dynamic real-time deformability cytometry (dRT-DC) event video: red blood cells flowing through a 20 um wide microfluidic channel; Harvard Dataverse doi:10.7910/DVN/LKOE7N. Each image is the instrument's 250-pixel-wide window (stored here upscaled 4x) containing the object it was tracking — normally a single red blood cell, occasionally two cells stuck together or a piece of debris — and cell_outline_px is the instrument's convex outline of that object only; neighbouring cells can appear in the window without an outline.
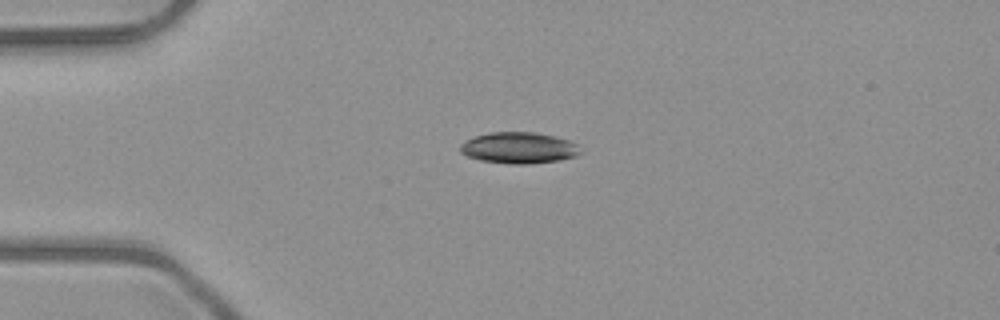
{"species": "common noctule bat (a hibernating species)", "species_latin": "Nyctalus noctula", "temperature_condition": "room temperature", "stored_images_in_passage": 40, "camera_frame_rate_fps": 3000, "um_per_image_px": 0.085, "animal": {"sex": "male", "body_mass_g": 23.1, "forearm_length_mm": 52.7}, "frame": {"image": 1, "passage_image": 1, "time_ms": 0.0, "image_size_px": [1000, 320], "cell_outline_px": [[584, 152], [576, 156], [560, 160], [528, 164], [512, 164], [480, 160], [468, 156], [460, 152], [460, 144], [476, 136], [488, 132], [536, 132], [556, 136], [568, 140], [576, 144]], "centroid_in_image_um": [44.14, 12.56], "position_along_channel_um": 40.9, "area_um2": 21.96}}
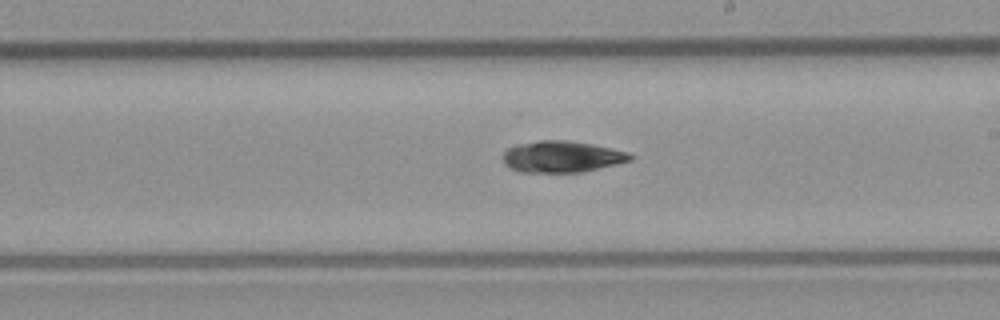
{"frame": {"image": 2, "passage_image": 18, "time_ms": 5.667, "image_size_px": [1000, 320], "cell_outline_px": [[636, 156], [632, 160], [580, 172], [520, 172], [504, 164], [504, 152], [508, 148], [516, 144], [540, 140], [568, 140], [592, 144], [612, 148], [628, 152]], "centroid_in_image_um": [47.77, 13.3], "position_along_channel_um": 241.2, "area_um2": 23.24}}
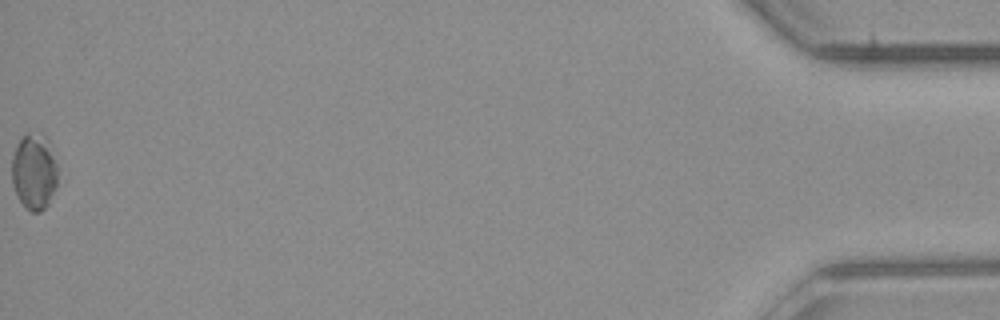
{"frame": {"image": 3, "passage_image": 40, "time_ms": 13.0, "image_size_px": [1000, 320], "cell_outline_px": [[56, 188], [48, 204], [40, 212], [32, 212], [24, 208], [12, 184], [12, 152], [16, 144], [28, 132], [44, 136], [56, 164]], "centroid_in_image_um": [2.86, 14.64], "position_along_channel_um": 432.3, "area_um2": 20.0}, "authors_computed_cell_mechanics": {"area_um2": 22.5709, "velocity_mm_per_s": 4.0369, "shape_relaxation_time_tau1_ms": 5.1641, "shape_relaxation_time_tau2_ms": null, "deformation_change_tau1": 0.1196, "deformation_change_tau2": null}}